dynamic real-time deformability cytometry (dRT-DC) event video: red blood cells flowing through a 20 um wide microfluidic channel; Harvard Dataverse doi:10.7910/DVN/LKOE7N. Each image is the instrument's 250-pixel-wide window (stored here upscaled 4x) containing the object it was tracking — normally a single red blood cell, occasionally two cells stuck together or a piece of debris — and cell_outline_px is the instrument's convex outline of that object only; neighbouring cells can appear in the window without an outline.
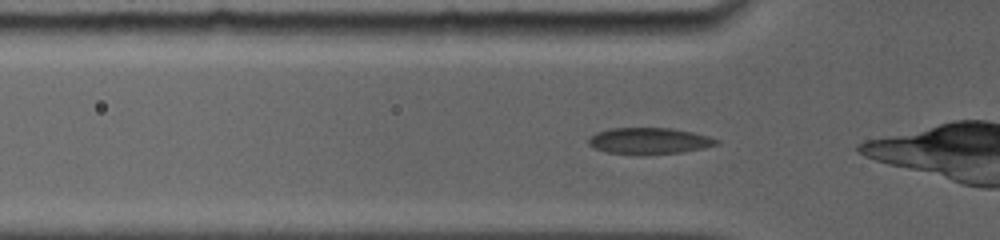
{"species": "common noctule bat (a hibernating species)", "species_latin": "Nyctalus noctula", "temperature_condition": "room temperature", "stored_images_in_passage": 40, "camera_frame_rate_fps": 5000, "um_per_image_px": 0.085, "animal": {"sex": "female", "body_mass_g": 19.0, "forearm_length_mm": 56.7}, "frame": {"image": 1, "passage_image": 2, "time_ms": 0.2, "image_size_px": [1000, 240], "cell_outline_px": [[720, 144], [704, 148], [680, 152], [644, 156], [640, 156], [608, 152], [596, 148], [588, 144], [588, 140], [596, 132], [608, 128], [672, 128], [692, 132], [708, 136], [720, 140]], "centroid_in_image_um": [55.2, 11.99], "position_along_channel_um": 70.6, "area_um2": 19.94}}
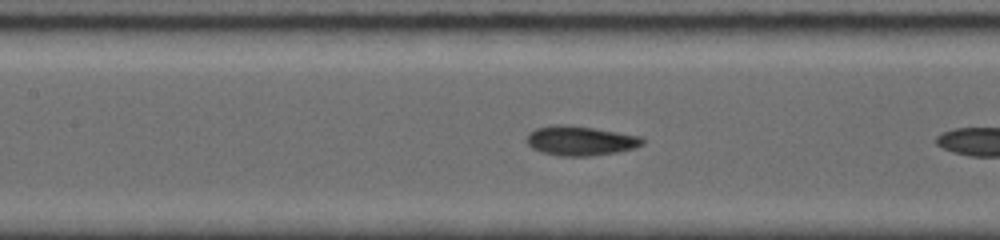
{"frame": {"image": 2, "passage_image": 14, "time_ms": 2.4, "image_size_px": [1000, 240], "cell_outline_px": [[644, 144], [636, 148], [616, 152], [592, 156], [560, 156], [544, 152], [532, 148], [528, 144], [528, 132], [536, 128], [556, 124], [568, 124], [644, 136]], "centroid_in_image_um": [49.38, 11.95], "position_along_channel_um": 158.0, "area_um2": 20.06}}
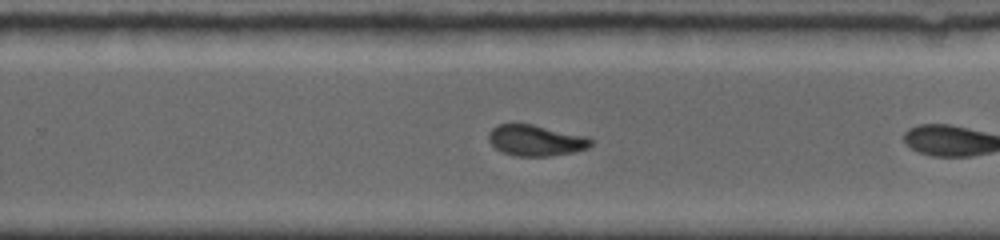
{"frame": {"image": 3, "passage_image": 39, "time_ms": 5.6, "image_size_px": [1000, 240], "cell_outline_px": [[596, 140], [588, 148], [576, 152], [548, 156], [516, 156], [504, 152], [496, 148], [488, 140], [488, 132], [492, 128], [500, 124], [532, 124], [588, 136]], "centroid_in_image_um": [45.6, 11.93], "position_along_channel_um": 284.2, "area_um2": 18.61}}